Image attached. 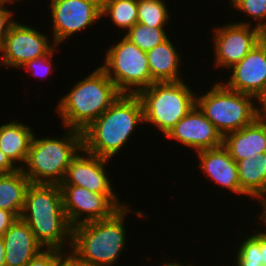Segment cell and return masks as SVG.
I'll use <instances>...</instances> for the list:
<instances>
[{"label": "cell", "instance_id": "27", "mask_svg": "<svg viewBox=\"0 0 266 266\" xmlns=\"http://www.w3.org/2000/svg\"><path fill=\"white\" fill-rule=\"evenodd\" d=\"M229 7L250 16L251 20L257 22L254 26L261 31L266 26V0H233Z\"/></svg>", "mask_w": 266, "mask_h": 266}, {"label": "cell", "instance_id": "31", "mask_svg": "<svg viewBox=\"0 0 266 266\" xmlns=\"http://www.w3.org/2000/svg\"><path fill=\"white\" fill-rule=\"evenodd\" d=\"M56 266H92L81 260L72 250L62 251L58 249Z\"/></svg>", "mask_w": 266, "mask_h": 266}, {"label": "cell", "instance_id": "13", "mask_svg": "<svg viewBox=\"0 0 266 266\" xmlns=\"http://www.w3.org/2000/svg\"><path fill=\"white\" fill-rule=\"evenodd\" d=\"M229 70V80L226 78V82H221L230 90L251 95L258 100L266 91V41L258 42Z\"/></svg>", "mask_w": 266, "mask_h": 266}, {"label": "cell", "instance_id": "1", "mask_svg": "<svg viewBox=\"0 0 266 266\" xmlns=\"http://www.w3.org/2000/svg\"><path fill=\"white\" fill-rule=\"evenodd\" d=\"M143 124L144 115L140 98L137 95L121 94L105 112L82 131L83 149L90 154L111 160L129 143L135 128Z\"/></svg>", "mask_w": 266, "mask_h": 266}, {"label": "cell", "instance_id": "37", "mask_svg": "<svg viewBox=\"0 0 266 266\" xmlns=\"http://www.w3.org/2000/svg\"><path fill=\"white\" fill-rule=\"evenodd\" d=\"M0 266H6L5 264V246L4 239L0 236Z\"/></svg>", "mask_w": 266, "mask_h": 266}, {"label": "cell", "instance_id": "25", "mask_svg": "<svg viewBox=\"0 0 266 266\" xmlns=\"http://www.w3.org/2000/svg\"><path fill=\"white\" fill-rule=\"evenodd\" d=\"M166 33L168 32H166L165 27L153 28L142 23H136L123 35L139 49L148 52L169 38Z\"/></svg>", "mask_w": 266, "mask_h": 266}, {"label": "cell", "instance_id": "21", "mask_svg": "<svg viewBox=\"0 0 266 266\" xmlns=\"http://www.w3.org/2000/svg\"><path fill=\"white\" fill-rule=\"evenodd\" d=\"M241 186V195L252 197L257 202L266 196V152L255 158L236 162Z\"/></svg>", "mask_w": 266, "mask_h": 266}, {"label": "cell", "instance_id": "26", "mask_svg": "<svg viewBox=\"0 0 266 266\" xmlns=\"http://www.w3.org/2000/svg\"><path fill=\"white\" fill-rule=\"evenodd\" d=\"M245 236L233 256L235 266H263L260 250V229ZM236 255V257H235Z\"/></svg>", "mask_w": 266, "mask_h": 266}, {"label": "cell", "instance_id": "2", "mask_svg": "<svg viewBox=\"0 0 266 266\" xmlns=\"http://www.w3.org/2000/svg\"><path fill=\"white\" fill-rule=\"evenodd\" d=\"M20 218L44 249L71 250L72 227L65 215L59 185L31 183Z\"/></svg>", "mask_w": 266, "mask_h": 266}, {"label": "cell", "instance_id": "3", "mask_svg": "<svg viewBox=\"0 0 266 266\" xmlns=\"http://www.w3.org/2000/svg\"><path fill=\"white\" fill-rule=\"evenodd\" d=\"M129 203L117 210L110 218L87 222L72 228L71 250L92 266H114L126 251L128 239L125 218L128 212L147 218L142 211L131 210ZM124 249V250H123Z\"/></svg>", "mask_w": 266, "mask_h": 266}, {"label": "cell", "instance_id": "15", "mask_svg": "<svg viewBox=\"0 0 266 266\" xmlns=\"http://www.w3.org/2000/svg\"><path fill=\"white\" fill-rule=\"evenodd\" d=\"M108 162L109 159L90 154L82 148L71 160L60 185H76L96 193H116L112 178L106 172Z\"/></svg>", "mask_w": 266, "mask_h": 266}, {"label": "cell", "instance_id": "17", "mask_svg": "<svg viewBox=\"0 0 266 266\" xmlns=\"http://www.w3.org/2000/svg\"><path fill=\"white\" fill-rule=\"evenodd\" d=\"M2 237L6 266H25L44 249L28 224L21 218H17Z\"/></svg>", "mask_w": 266, "mask_h": 266}, {"label": "cell", "instance_id": "39", "mask_svg": "<svg viewBox=\"0 0 266 266\" xmlns=\"http://www.w3.org/2000/svg\"><path fill=\"white\" fill-rule=\"evenodd\" d=\"M20 2L21 0H0V4L4 5V6H8V3H10L9 5L11 6L12 4H15L14 2Z\"/></svg>", "mask_w": 266, "mask_h": 266}, {"label": "cell", "instance_id": "18", "mask_svg": "<svg viewBox=\"0 0 266 266\" xmlns=\"http://www.w3.org/2000/svg\"><path fill=\"white\" fill-rule=\"evenodd\" d=\"M223 146L236 162L266 152V121L257 118L252 124L225 135Z\"/></svg>", "mask_w": 266, "mask_h": 266}, {"label": "cell", "instance_id": "7", "mask_svg": "<svg viewBox=\"0 0 266 266\" xmlns=\"http://www.w3.org/2000/svg\"><path fill=\"white\" fill-rule=\"evenodd\" d=\"M258 101L255 97L228 89L215 82L208 91L196 95V105L225 135L252 124L258 118Z\"/></svg>", "mask_w": 266, "mask_h": 266}, {"label": "cell", "instance_id": "10", "mask_svg": "<svg viewBox=\"0 0 266 266\" xmlns=\"http://www.w3.org/2000/svg\"><path fill=\"white\" fill-rule=\"evenodd\" d=\"M252 25L250 20L245 19L212 28L214 67L228 70L262 40L261 30Z\"/></svg>", "mask_w": 266, "mask_h": 266}, {"label": "cell", "instance_id": "24", "mask_svg": "<svg viewBox=\"0 0 266 266\" xmlns=\"http://www.w3.org/2000/svg\"><path fill=\"white\" fill-rule=\"evenodd\" d=\"M165 0H138V23L150 27H167L172 19Z\"/></svg>", "mask_w": 266, "mask_h": 266}, {"label": "cell", "instance_id": "8", "mask_svg": "<svg viewBox=\"0 0 266 266\" xmlns=\"http://www.w3.org/2000/svg\"><path fill=\"white\" fill-rule=\"evenodd\" d=\"M105 53L104 63L99 67L121 94L137 95L154 83L146 52L125 36L109 46Z\"/></svg>", "mask_w": 266, "mask_h": 266}, {"label": "cell", "instance_id": "30", "mask_svg": "<svg viewBox=\"0 0 266 266\" xmlns=\"http://www.w3.org/2000/svg\"><path fill=\"white\" fill-rule=\"evenodd\" d=\"M7 6L0 4V46L2 45L4 38L8 34L10 27L16 22L14 14Z\"/></svg>", "mask_w": 266, "mask_h": 266}, {"label": "cell", "instance_id": "40", "mask_svg": "<svg viewBox=\"0 0 266 266\" xmlns=\"http://www.w3.org/2000/svg\"><path fill=\"white\" fill-rule=\"evenodd\" d=\"M262 33V40L266 41V26L264 27V29L261 31Z\"/></svg>", "mask_w": 266, "mask_h": 266}, {"label": "cell", "instance_id": "4", "mask_svg": "<svg viewBox=\"0 0 266 266\" xmlns=\"http://www.w3.org/2000/svg\"><path fill=\"white\" fill-rule=\"evenodd\" d=\"M120 95L113 81L97 67L59 99L55 114L60 116L61 126L82 132Z\"/></svg>", "mask_w": 266, "mask_h": 266}, {"label": "cell", "instance_id": "6", "mask_svg": "<svg viewBox=\"0 0 266 266\" xmlns=\"http://www.w3.org/2000/svg\"><path fill=\"white\" fill-rule=\"evenodd\" d=\"M196 94L184 80L154 82L137 94L143 107L144 124L154 126L165 137L196 105Z\"/></svg>", "mask_w": 266, "mask_h": 266}, {"label": "cell", "instance_id": "12", "mask_svg": "<svg viewBox=\"0 0 266 266\" xmlns=\"http://www.w3.org/2000/svg\"><path fill=\"white\" fill-rule=\"evenodd\" d=\"M49 7L56 46L102 19V0H56Z\"/></svg>", "mask_w": 266, "mask_h": 266}, {"label": "cell", "instance_id": "11", "mask_svg": "<svg viewBox=\"0 0 266 266\" xmlns=\"http://www.w3.org/2000/svg\"><path fill=\"white\" fill-rule=\"evenodd\" d=\"M48 37L39 29L16 20L0 46V66L19 70L28 61L47 55L56 46Z\"/></svg>", "mask_w": 266, "mask_h": 266}, {"label": "cell", "instance_id": "29", "mask_svg": "<svg viewBox=\"0 0 266 266\" xmlns=\"http://www.w3.org/2000/svg\"><path fill=\"white\" fill-rule=\"evenodd\" d=\"M57 259L58 249H43L25 266H56Z\"/></svg>", "mask_w": 266, "mask_h": 266}, {"label": "cell", "instance_id": "20", "mask_svg": "<svg viewBox=\"0 0 266 266\" xmlns=\"http://www.w3.org/2000/svg\"><path fill=\"white\" fill-rule=\"evenodd\" d=\"M31 128L32 126L25 125L18 122V120H12L7 122V124L3 123L0 125V149L19 169L26 162L35 135Z\"/></svg>", "mask_w": 266, "mask_h": 266}, {"label": "cell", "instance_id": "5", "mask_svg": "<svg viewBox=\"0 0 266 266\" xmlns=\"http://www.w3.org/2000/svg\"><path fill=\"white\" fill-rule=\"evenodd\" d=\"M60 137L34 135L26 162L21 168L31 183L60 185L71 160L83 148L82 132L66 128Z\"/></svg>", "mask_w": 266, "mask_h": 266}, {"label": "cell", "instance_id": "9", "mask_svg": "<svg viewBox=\"0 0 266 266\" xmlns=\"http://www.w3.org/2000/svg\"><path fill=\"white\" fill-rule=\"evenodd\" d=\"M63 208L72 228L87 222L110 218L126 202L118 193H96L76 185H59Z\"/></svg>", "mask_w": 266, "mask_h": 266}, {"label": "cell", "instance_id": "35", "mask_svg": "<svg viewBox=\"0 0 266 266\" xmlns=\"http://www.w3.org/2000/svg\"><path fill=\"white\" fill-rule=\"evenodd\" d=\"M260 250H261V257H262V264L266 266V231L260 230Z\"/></svg>", "mask_w": 266, "mask_h": 266}, {"label": "cell", "instance_id": "32", "mask_svg": "<svg viewBox=\"0 0 266 266\" xmlns=\"http://www.w3.org/2000/svg\"><path fill=\"white\" fill-rule=\"evenodd\" d=\"M17 217L10 211L0 209V236L15 222Z\"/></svg>", "mask_w": 266, "mask_h": 266}, {"label": "cell", "instance_id": "14", "mask_svg": "<svg viewBox=\"0 0 266 266\" xmlns=\"http://www.w3.org/2000/svg\"><path fill=\"white\" fill-rule=\"evenodd\" d=\"M199 152L223 145V136L195 105L164 137Z\"/></svg>", "mask_w": 266, "mask_h": 266}, {"label": "cell", "instance_id": "33", "mask_svg": "<svg viewBox=\"0 0 266 266\" xmlns=\"http://www.w3.org/2000/svg\"><path fill=\"white\" fill-rule=\"evenodd\" d=\"M19 168L16 167L0 149V172L2 174L13 173Z\"/></svg>", "mask_w": 266, "mask_h": 266}, {"label": "cell", "instance_id": "19", "mask_svg": "<svg viewBox=\"0 0 266 266\" xmlns=\"http://www.w3.org/2000/svg\"><path fill=\"white\" fill-rule=\"evenodd\" d=\"M151 79L154 82H178L184 80L179 70L182 55L169 37L163 43L146 52ZM180 75V76H179Z\"/></svg>", "mask_w": 266, "mask_h": 266}, {"label": "cell", "instance_id": "28", "mask_svg": "<svg viewBox=\"0 0 266 266\" xmlns=\"http://www.w3.org/2000/svg\"><path fill=\"white\" fill-rule=\"evenodd\" d=\"M58 46H55L47 55L33 59L25 63L20 70H26L30 75H33V77H39L45 80L48 78L50 74H52V71H54L53 66V57L55 56V51H57Z\"/></svg>", "mask_w": 266, "mask_h": 266}, {"label": "cell", "instance_id": "38", "mask_svg": "<svg viewBox=\"0 0 266 266\" xmlns=\"http://www.w3.org/2000/svg\"><path fill=\"white\" fill-rule=\"evenodd\" d=\"M162 266H193L192 264H190V263H188L187 265H185V263L184 264H181V263H179V261L178 262H176V260H175V262H164V263H162Z\"/></svg>", "mask_w": 266, "mask_h": 266}, {"label": "cell", "instance_id": "23", "mask_svg": "<svg viewBox=\"0 0 266 266\" xmlns=\"http://www.w3.org/2000/svg\"><path fill=\"white\" fill-rule=\"evenodd\" d=\"M137 8L138 0H102L101 16L110 17L112 25L126 33L138 23Z\"/></svg>", "mask_w": 266, "mask_h": 266}, {"label": "cell", "instance_id": "36", "mask_svg": "<svg viewBox=\"0 0 266 266\" xmlns=\"http://www.w3.org/2000/svg\"><path fill=\"white\" fill-rule=\"evenodd\" d=\"M259 204H260L259 206L262 207L261 212L259 213V217H257L260 220V221L258 220V222H260L259 227L261 223H263L262 225L265 227L266 226V196L259 200ZM264 230L266 231V229Z\"/></svg>", "mask_w": 266, "mask_h": 266}, {"label": "cell", "instance_id": "34", "mask_svg": "<svg viewBox=\"0 0 266 266\" xmlns=\"http://www.w3.org/2000/svg\"><path fill=\"white\" fill-rule=\"evenodd\" d=\"M258 118L266 121V91L258 99Z\"/></svg>", "mask_w": 266, "mask_h": 266}, {"label": "cell", "instance_id": "22", "mask_svg": "<svg viewBox=\"0 0 266 266\" xmlns=\"http://www.w3.org/2000/svg\"><path fill=\"white\" fill-rule=\"evenodd\" d=\"M30 180L21 169L0 175V209L21 217Z\"/></svg>", "mask_w": 266, "mask_h": 266}, {"label": "cell", "instance_id": "16", "mask_svg": "<svg viewBox=\"0 0 266 266\" xmlns=\"http://www.w3.org/2000/svg\"><path fill=\"white\" fill-rule=\"evenodd\" d=\"M199 167L206 178L219 187L241 196V186L236 161L229 155L228 150L220 147L196 152Z\"/></svg>", "mask_w": 266, "mask_h": 266}]
</instances>
